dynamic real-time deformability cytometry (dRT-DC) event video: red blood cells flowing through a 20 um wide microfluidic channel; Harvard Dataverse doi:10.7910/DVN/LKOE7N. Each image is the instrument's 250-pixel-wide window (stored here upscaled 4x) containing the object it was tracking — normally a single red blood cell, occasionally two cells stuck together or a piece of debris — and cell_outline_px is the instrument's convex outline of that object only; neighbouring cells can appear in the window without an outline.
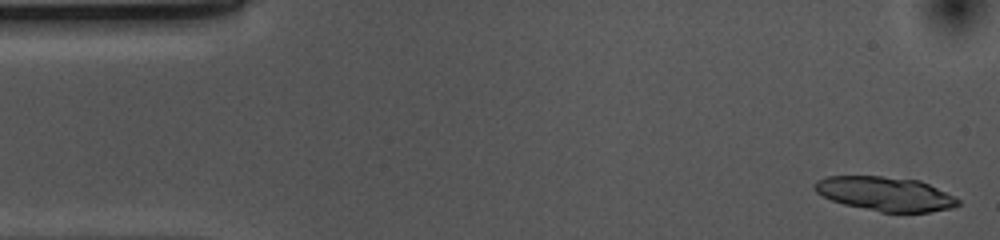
{"species": "common noctule bat (a hibernating species)", "species_latin": "Nyctalus noctula", "temperature_condition": "cold", "stored_images_in_passage": 52, "camera_frame_rate_fps": 3000, "um_per_image_px": 0.085, "animal": {"sex": "female", "body_mass_g": 10.0, "forearm_length_mm": 53.1}, "frame": {"image": 1, "passage_image": 1, "time_ms": 0.0, "image_size_px": [1000, 240], "cell_outline_px": [[960, 204], [952, 208], [928, 212], [880, 212], [844, 204], [832, 200], [816, 192], [812, 188], [812, 184], [816, 180], [828, 176], [880, 176], [920, 180], [960, 200]], "centroid_in_image_um": [75.2, 16.47], "position_along_channel_um": 9.8, "area_um2": 28.44}}